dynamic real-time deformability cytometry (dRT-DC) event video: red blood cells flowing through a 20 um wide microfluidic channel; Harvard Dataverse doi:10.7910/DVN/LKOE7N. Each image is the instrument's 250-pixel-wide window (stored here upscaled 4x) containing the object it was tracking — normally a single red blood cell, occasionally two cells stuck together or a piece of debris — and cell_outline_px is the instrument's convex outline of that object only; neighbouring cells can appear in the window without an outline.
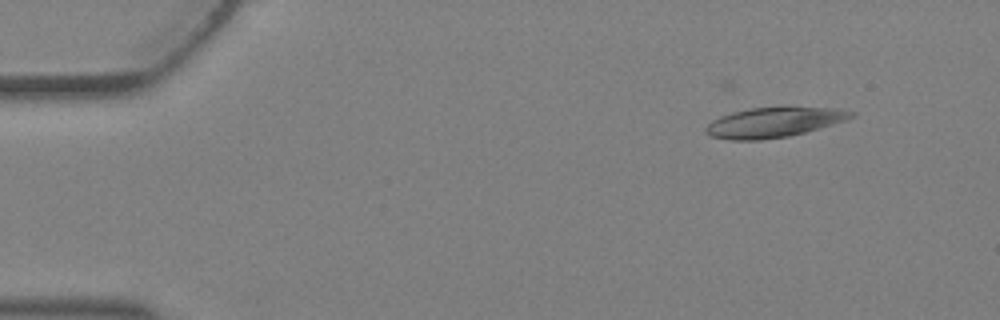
{"species": "Egyptian fruit bat (a non-hibernating species)", "species_latin": "Rousettus aegyptiacus", "temperature_condition": "warm", "stored_images_in_passage": 3, "camera_frame_rate_fps": 3000, "um_per_image_px": 0.085, "animal": {"sex": "female"}, "frame": {"image": 1, "passage_image": 1, "time_ms": 0.0, "image_size_px": [1000, 320], "cell_outline_px": [[856, 116], [848, 120], [820, 128], [788, 136], [760, 140], [728, 140], [708, 136], [704, 132], [704, 128], [712, 120], [720, 116], [732, 112], [752, 108], [784, 104], [836, 108], [856, 112]], "centroid_in_image_um": [65.82, 10.35], "position_along_channel_um": 19.2, "area_um2": 26.53}}